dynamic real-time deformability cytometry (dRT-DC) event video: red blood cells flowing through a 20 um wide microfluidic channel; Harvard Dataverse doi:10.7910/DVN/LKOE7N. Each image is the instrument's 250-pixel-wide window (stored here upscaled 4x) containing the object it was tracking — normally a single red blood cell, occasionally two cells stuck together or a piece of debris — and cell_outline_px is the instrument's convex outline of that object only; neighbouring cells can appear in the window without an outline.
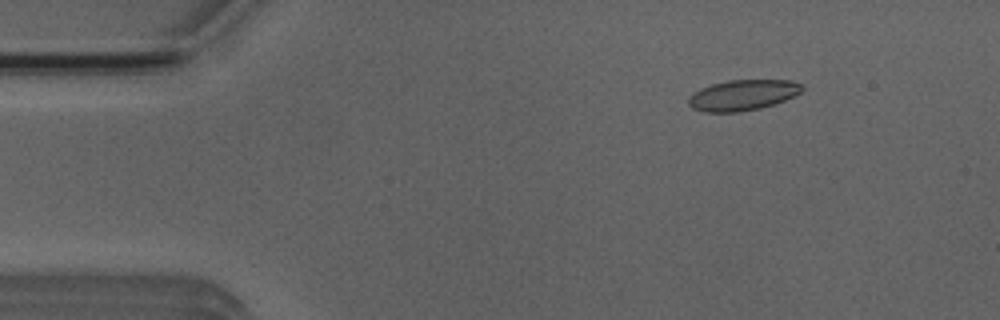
{"species": "Egyptian fruit bat (a non-hibernating species)", "species_latin": "Rousettus aegyptiacus", "temperature_condition": "room temperature", "stored_images_in_passage": 6, "camera_frame_rate_fps": 3000, "um_per_image_px": 0.085, "animal": {"sex": "male"}, "frame": {"image": 1, "passage_image": 2, "time_ms": 1.333, "image_size_px": [1000, 320], "cell_outline_px": [[804, 88], [800, 92], [784, 100], [760, 108], [736, 112], [704, 112], [692, 108], [688, 104], [688, 96], [700, 88], [712, 84], [728, 80], [792, 80], [800, 84]], "centroid_in_image_um": [63.08, 8.08], "position_along_channel_um": 21.9, "area_um2": 20.17}}